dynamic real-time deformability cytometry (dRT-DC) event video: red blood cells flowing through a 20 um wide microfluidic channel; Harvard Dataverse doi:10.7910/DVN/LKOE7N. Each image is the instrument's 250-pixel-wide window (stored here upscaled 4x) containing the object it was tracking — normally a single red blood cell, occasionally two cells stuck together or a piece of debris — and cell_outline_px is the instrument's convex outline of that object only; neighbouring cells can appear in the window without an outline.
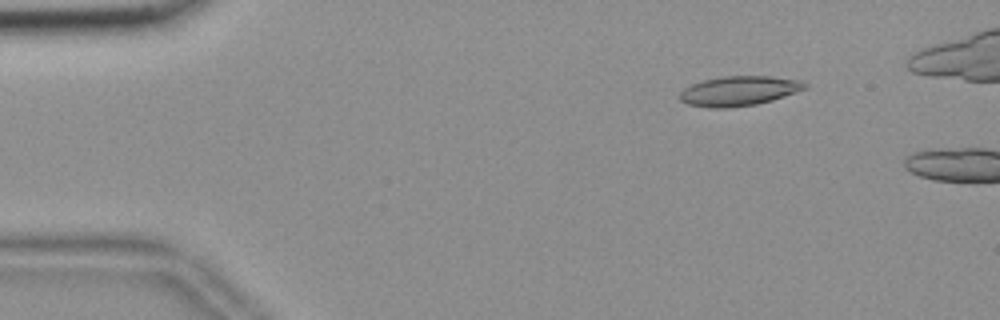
{"species": "common noctule bat (a hibernating species)", "species_latin": "Nyctalus noctula", "temperature_condition": "room temperature", "stored_images_in_passage": 11, "camera_frame_rate_fps": 3000, "um_per_image_px": 0.085, "animal": {"sex": "female", "body_mass_g": 18.4}, "frame": {"image": 1, "passage_image": 7, "time_ms": 2.0, "image_size_px": [1000, 320], "cell_outline_px": [[808, 88], [772, 100], [756, 104], [728, 108], [708, 108], [688, 104], [680, 100], [680, 92], [684, 88], [692, 84], [704, 80], [724, 76], [768, 76], [800, 80], [808, 84]], "centroid_in_image_um": [62.82, 7.73], "position_along_channel_um": 22.2, "area_um2": 21.62}}